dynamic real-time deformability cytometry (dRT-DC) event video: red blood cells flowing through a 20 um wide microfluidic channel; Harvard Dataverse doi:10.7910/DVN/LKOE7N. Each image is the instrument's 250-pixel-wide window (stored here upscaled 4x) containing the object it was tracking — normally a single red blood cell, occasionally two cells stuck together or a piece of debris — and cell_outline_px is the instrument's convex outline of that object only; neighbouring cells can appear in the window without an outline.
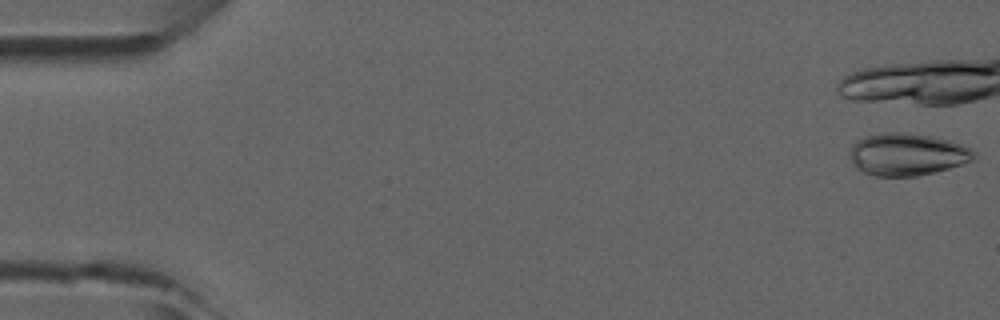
{"species": "common noctule bat (a hibernating species)", "species_latin": "Nyctalus noctula", "temperature_condition": "room temperature", "stored_images_in_passage": 8, "camera_frame_rate_fps": 3000, "um_per_image_px": 0.085, "animal": {"sex": "male", "forearm_length_mm": 52.5}, "frame": {"image": 1, "passage_image": 1, "time_ms": 0.0, "image_size_px": [1000, 320], "cell_outline_px": [[976, 152], [972, 160], [936, 172], [916, 176], [876, 176], [864, 172], [856, 168], [848, 152], [852, 144], [856, 140], [864, 136], [884, 132], [904, 132], [932, 136], [948, 140], [972, 148]], "centroid_in_image_um": [77.07, 13.11], "position_along_channel_um": 7.9, "area_um2": 30.69}}